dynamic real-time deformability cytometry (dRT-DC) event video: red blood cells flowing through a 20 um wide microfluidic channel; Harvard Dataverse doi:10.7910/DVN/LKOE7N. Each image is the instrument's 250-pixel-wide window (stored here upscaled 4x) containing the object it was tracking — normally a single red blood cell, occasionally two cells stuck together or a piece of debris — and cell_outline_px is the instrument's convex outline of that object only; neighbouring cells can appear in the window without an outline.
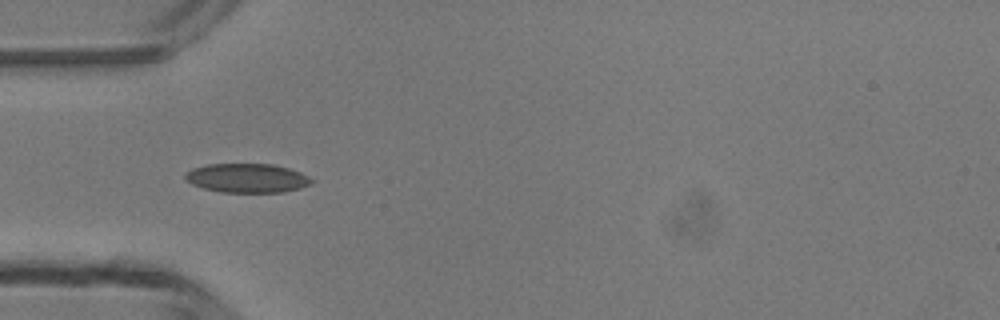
{"species": "common noctule bat (a hibernating species)", "species_latin": "Nyctalus noctula", "temperature_condition": "room temperature", "stored_images_in_passage": 6, "camera_frame_rate_fps": 3000, "um_per_image_px": 0.085, "animal": {"sex": "male", "body_mass_g": 13.3}, "frame": {"image": 1, "passage_image": 5, "time_ms": 4.667, "image_size_px": [1000, 320], "cell_outline_px": [[316, 180], [312, 184], [300, 188], [284, 192], [220, 192], [204, 188], [192, 184], [184, 180], [184, 176], [192, 168], [208, 164], [272, 164], [288, 168], [300, 172]], "centroid_in_image_um": [21.03, 15.14], "position_along_channel_um": 64.0, "area_um2": 21.5}}
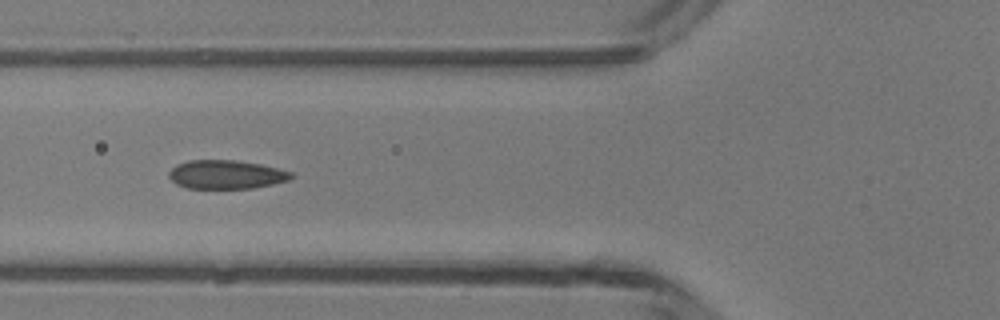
{"frame": {"image": 2, "passage_image": 6, "time_ms": 5.667, "image_size_px": [1000, 320], "cell_outline_px": [[292, 176], [288, 180], [272, 184], [252, 188], [188, 188], [176, 184], [168, 176], [168, 172], [176, 164], [188, 160], [232, 160], [260, 164], [292, 172]], "centroid_in_image_um": [19.17, 14.83], "position_along_channel_um": 106.6, "area_um2": 20.29}}